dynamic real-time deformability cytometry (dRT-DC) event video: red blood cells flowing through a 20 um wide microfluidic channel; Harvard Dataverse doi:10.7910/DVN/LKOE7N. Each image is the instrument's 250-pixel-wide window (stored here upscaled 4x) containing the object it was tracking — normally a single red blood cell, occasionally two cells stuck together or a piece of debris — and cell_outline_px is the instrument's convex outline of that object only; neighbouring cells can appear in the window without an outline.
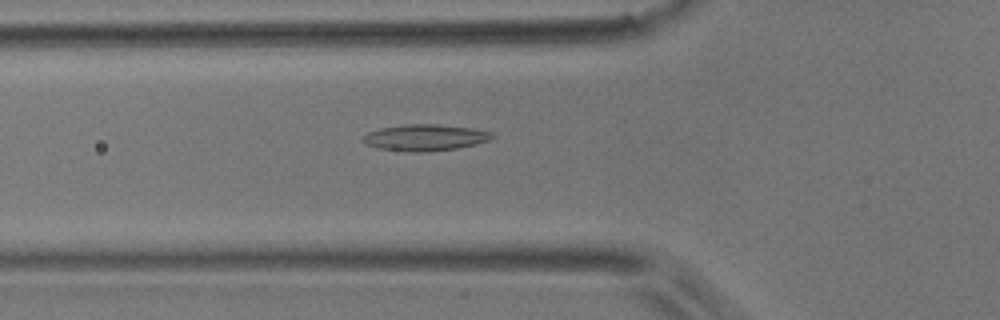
{"species": "common noctule bat (a hibernating species)", "species_latin": "Nyctalus noctula", "temperature_condition": "room temperature", "stored_images_in_passage": 44, "camera_frame_rate_fps": 3000, "um_per_image_px": 0.085, "animal": {"sex": "male", "body_mass_g": 17.9}, "frame": {"image": 1, "passage_image": 11, "time_ms": 3.333, "image_size_px": [1000, 320], "cell_outline_px": [[496, 136], [488, 140], [476, 144], [456, 148], [428, 152], [412, 152], [380, 148], [368, 144], [360, 140], [360, 136], [368, 132], [380, 128], [404, 124], [436, 124], [472, 128], [492, 132]], "centroid_in_image_um": [36.12, 11.68], "position_along_channel_um": 89.7, "area_um2": 19.88}}
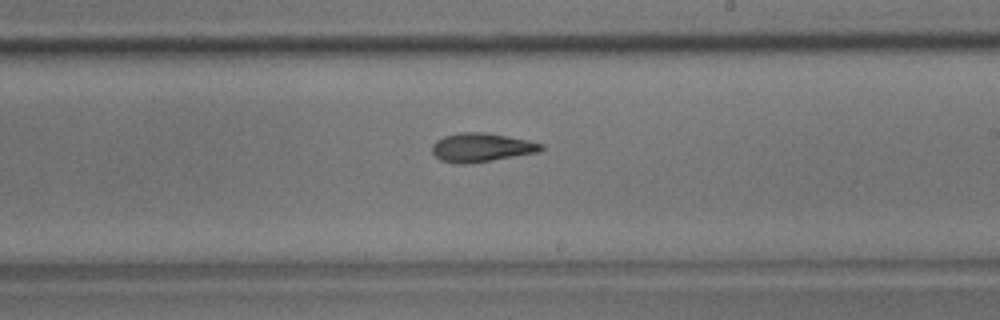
{"frame": {"image": 2, "passage_image": 23, "time_ms": 7.333, "image_size_px": [1000, 320], "cell_outline_px": [[544, 148], [540, 152], [472, 164], [452, 164], [440, 160], [432, 152], [432, 144], [436, 140], [444, 136], [460, 132], [488, 132], [528, 140], [544, 144]], "centroid_in_image_um": [40.93, 12.54], "position_along_channel_um": 248.1, "area_um2": 18.73}}
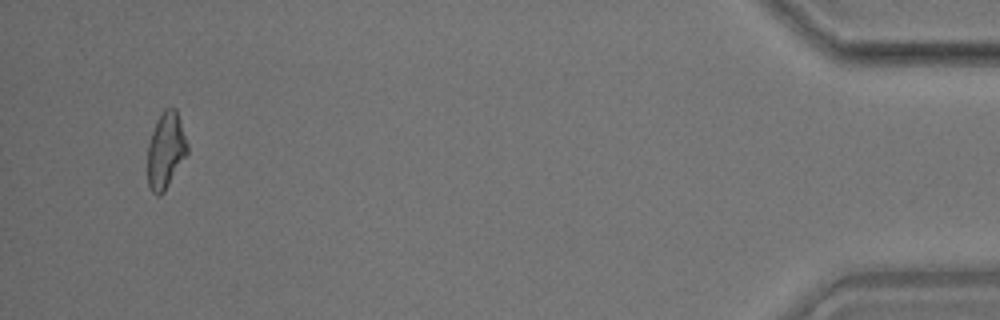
{"frame": {"image": 3, "passage_image": 42, "time_ms": 13.667, "image_size_px": [1000, 320], "cell_outline_px": [[188, 152], [164, 192], [160, 196], [156, 196], [152, 192], [148, 184], [148, 144], [156, 120], [164, 108], [176, 108], [188, 144]], "centroid_in_image_um": [14.09, 12.78], "position_along_channel_um": 421.1, "area_um2": 17.63}}